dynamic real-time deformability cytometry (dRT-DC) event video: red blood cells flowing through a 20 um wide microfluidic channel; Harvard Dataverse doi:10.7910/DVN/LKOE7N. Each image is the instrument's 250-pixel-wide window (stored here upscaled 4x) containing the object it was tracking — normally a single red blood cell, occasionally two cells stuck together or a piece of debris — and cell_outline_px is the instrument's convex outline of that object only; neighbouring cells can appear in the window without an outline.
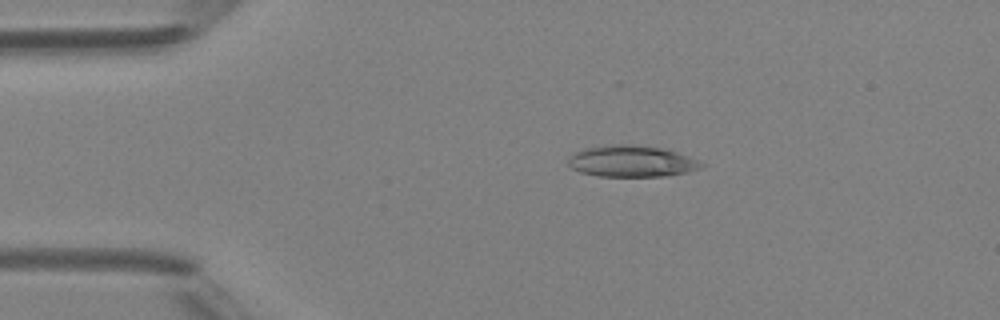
{"species": "Egyptian fruit bat (a non-hibernating species)", "species_latin": "Rousettus aegyptiacus", "temperature_condition": "room temperature", "stored_images_in_passage": 4, "camera_frame_rate_fps": 3000, "um_per_image_px": 0.085, "animal": {"sex": "female"}, "frame": {"image": 1, "passage_image": 3, "time_ms": 2.333, "image_size_px": [1000, 320], "cell_outline_px": [[704, 164], [700, 168], [688, 172], [664, 176], [600, 176], [580, 172], [572, 168], [568, 164], [568, 156], [576, 152], [588, 148], [612, 144], [628, 144], [664, 148], [688, 156]], "centroid_in_image_um": [53.67, 13.7], "position_along_channel_um": 31.3, "area_um2": 24.16}}